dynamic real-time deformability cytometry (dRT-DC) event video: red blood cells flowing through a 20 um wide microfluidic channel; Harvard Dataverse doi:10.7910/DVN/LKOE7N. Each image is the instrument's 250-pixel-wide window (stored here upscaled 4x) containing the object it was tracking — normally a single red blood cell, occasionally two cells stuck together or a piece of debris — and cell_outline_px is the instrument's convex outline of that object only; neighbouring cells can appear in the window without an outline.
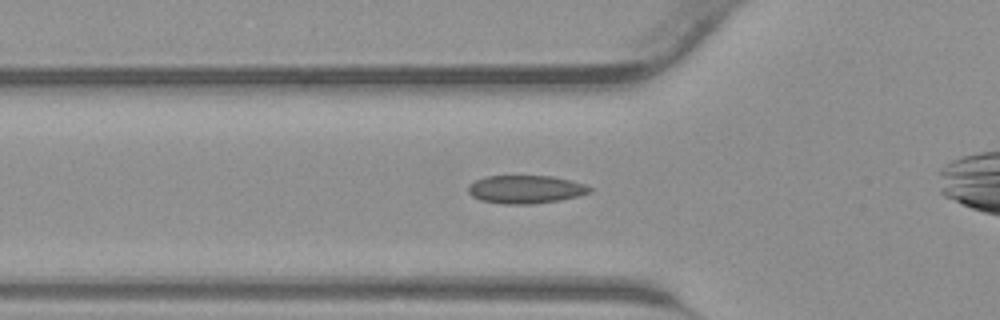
{"species": "common noctule bat (a hibernating species)", "species_latin": "Nyctalus noctula", "temperature_condition": "warm", "stored_images_in_passage": 26, "camera_frame_rate_fps": 3000, "um_per_image_px": 0.085, "animal": {"sex": "male", "body_mass_g": 23.1, "forearm_length_mm": 52.7}, "frame": {"image": 1, "passage_image": 5, "time_ms": 1.333, "image_size_px": [1000, 320], "cell_outline_px": [[592, 192], [560, 200], [532, 204], [504, 204], [480, 200], [472, 196], [468, 192], [468, 184], [484, 176], [552, 176], [572, 180], [584, 184], [592, 188]], "centroid_in_image_um": [44.67, 16.09], "position_along_channel_um": 81.1, "area_um2": 20.0}}
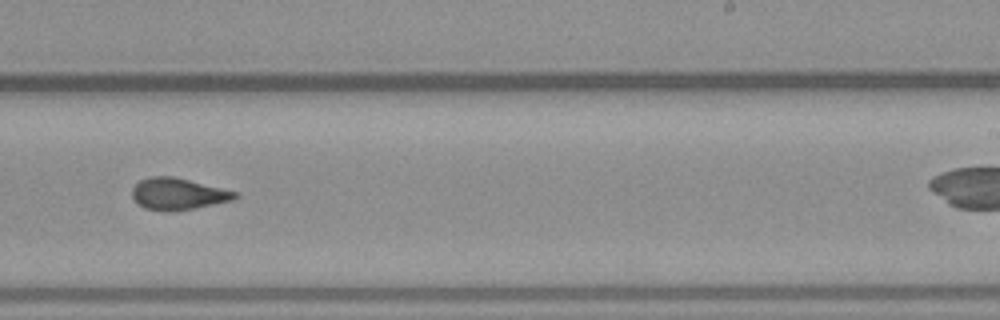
{"frame": {"image": 2, "passage_image": 17, "time_ms": 5.333, "image_size_px": [1000, 320], "cell_outline_px": [[240, 196], [232, 200], [196, 208], [144, 208], [132, 196], [132, 188], [140, 180], [148, 176], [172, 176], [236, 192]], "centroid_in_image_um": [15.14, 16.43], "position_along_channel_um": 273.9, "area_um2": 18.03}}
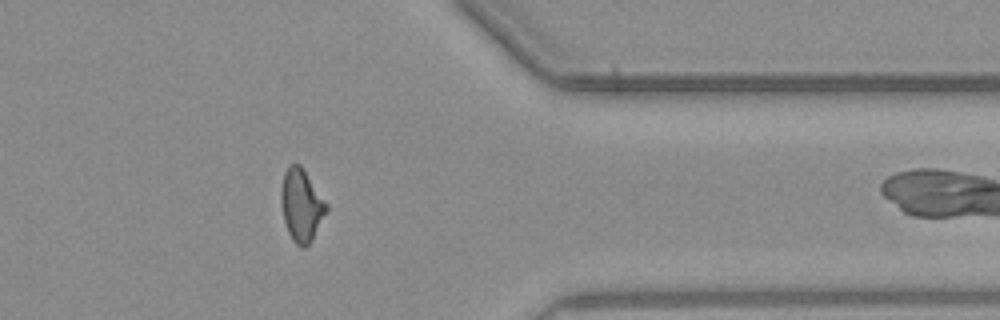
{"frame": {"image": 3, "passage_image": 25, "time_ms": 8.0, "image_size_px": [1000, 320], "cell_outline_px": [[328, 208], [312, 240], [304, 248], [300, 248], [292, 240], [288, 232], [284, 220], [280, 200], [280, 192], [284, 172], [292, 164], [300, 164], [328, 204]], "centroid_in_image_um": [25.61, 17.46], "position_along_channel_um": 385.8, "area_um2": 19.02}}